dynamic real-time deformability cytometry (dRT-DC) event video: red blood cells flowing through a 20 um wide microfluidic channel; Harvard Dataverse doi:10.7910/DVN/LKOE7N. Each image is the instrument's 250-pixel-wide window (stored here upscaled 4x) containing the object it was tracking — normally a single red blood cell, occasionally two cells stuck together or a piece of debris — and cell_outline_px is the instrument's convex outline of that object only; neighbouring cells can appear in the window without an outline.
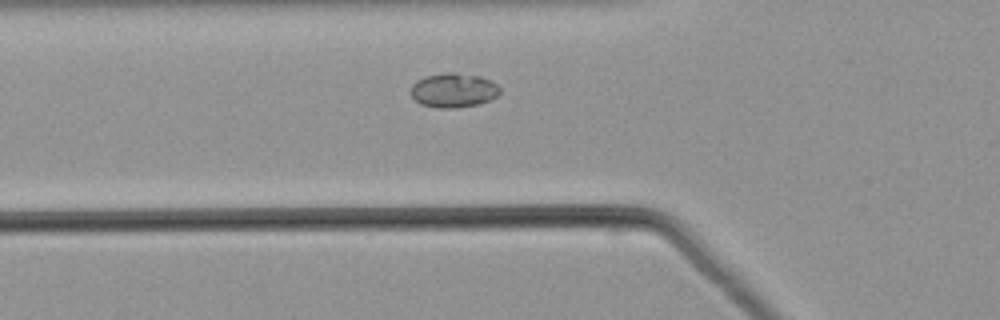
{"species": "common noctule bat (a hibernating species)", "species_latin": "Nyctalus noctula", "temperature_condition": "warm", "stored_images_in_passage": 39, "camera_frame_rate_fps": 3000, "um_per_image_px": 0.085, "animal": {"sex": "male", "body_mass_g": 21.5, "forearm_length_mm": 52.0}, "frame": {"image": 1, "passage_image": 9, "time_ms": 2.667, "image_size_px": [1000, 320], "cell_outline_px": [[500, 92], [496, 96], [488, 100], [476, 104], [456, 108], [440, 108], [420, 104], [408, 92], [412, 84], [416, 80], [424, 76], [448, 72], [452, 72], [480, 76], [492, 80], [500, 88]], "centroid_in_image_um": [38.51, 7.66], "position_along_channel_um": 87.3, "area_um2": 17.92}}
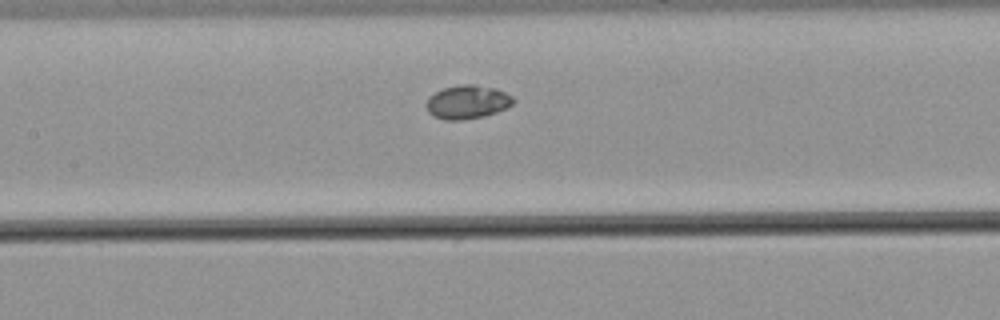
{"frame": {"image": 2, "passage_image": 15, "time_ms": 4.667, "image_size_px": [1000, 320], "cell_outline_px": [[516, 100], [508, 108], [484, 116], [464, 120], [444, 120], [432, 116], [428, 112], [428, 100], [436, 92], [444, 88], [460, 84], [476, 84], [496, 88], [512, 96]], "centroid_in_image_um": [39.77, 8.67], "position_along_channel_um": 167.6, "area_um2": 17.05}}
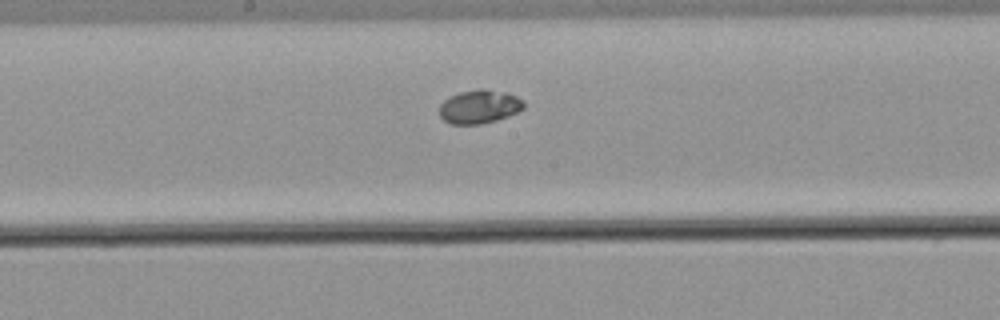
{"frame": {"image": 3, "passage_image": 18, "time_ms": 5.667, "image_size_px": [1000, 320], "cell_outline_px": [[524, 108], [508, 116], [496, 120], [480, 124], [452, 124], [444, 120], [440, 116], [440, 104], [444, 100], [460, 92], [480, 88], [484, 88], [504, 92], [516, 96], [524, 100]], "centroid_in_image_um": [40.75, 9.06], "position_along_channel_um": 207.4, "area_um2": 16.42}}